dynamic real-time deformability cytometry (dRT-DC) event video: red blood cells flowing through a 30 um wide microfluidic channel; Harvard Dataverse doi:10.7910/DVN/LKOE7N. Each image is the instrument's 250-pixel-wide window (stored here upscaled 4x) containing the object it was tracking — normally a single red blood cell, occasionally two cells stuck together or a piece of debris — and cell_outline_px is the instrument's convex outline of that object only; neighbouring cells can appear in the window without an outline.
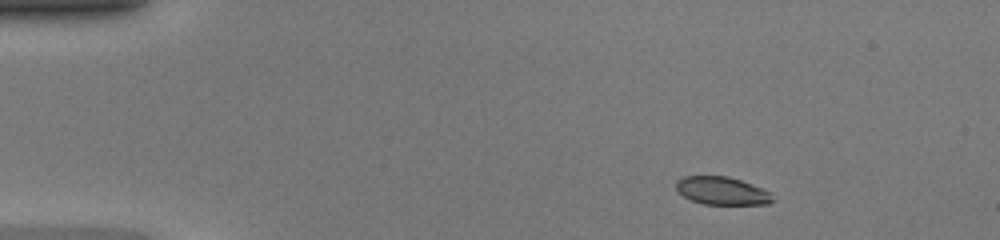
{"species": "common noctule bat (a hibernating species)", "species_latin": "Nyctalus noctula", "temperature_condition": "warm", "stored_images_in_passage": 42, "camera_frame_rate_fps": 3000, "um_per_image_px": 0.085, "animal": {"sex": "female", "body_mass_g": 20.0, "forearm_length_mm": 54.0}, "frame": {"image": 1, "passage_image": 1, "time_ms": 0.0, "image_size_px": [1000, 240], "cell_outline_px": [[776, 200], [768, 204], [704, 204], [692, 200], [676, 192], [676, 180], [684, 176], [728, 176], [752, 184], [768, 192]], "centroid_in_image_um": [61.34, 16.22], "position_along_channel_um": 23.7, "area_um2": 15.66}}
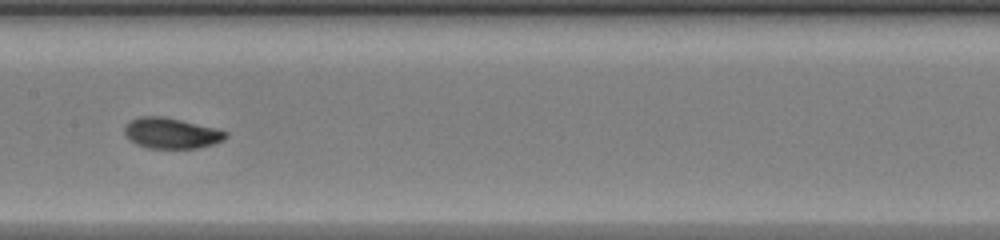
{"frame": {"image": 2, "passage_image": 19, "time_ms": 6.0, "image_size_px": [1000, 240], "cell_outline_px": [[228, 136], [224, 140], [200, 148], [148, 148], [136, 144], [124, 132], [124, 128], [132, 120], [140, 116], [164, 116], [216, 128], [228, 132]], "centroid_in_image_um": [14.61, 11.32], "position_along_channel_um": 192.8, "area_um2": 17.98}}
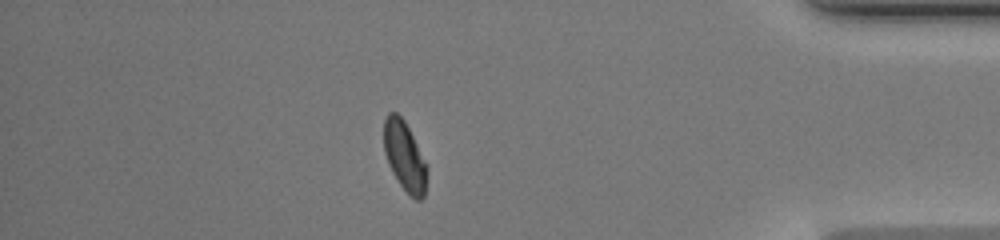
{"frame": {"image": 3, "passage_image": 36, "time_ms": 11.667, "image_size_px": [1000, 240], "cell_outline_px": [[428, 168], [424, 196], [420, 200], [416, 200], [400, 184], [392, 172], [388, 164], [384, 152], [384, 120], [388, 112], [396, 112], [404, 120]], "centroid_in_image_um": [34.38, 13.27], "position_along_channel_um": 400.8, "area_um2": 17.17}, "authors_computed_cell_mechanics": {"area_um2": 17.629, "velocity_mm_per_s": 4.3069, "shape_relaxation_time_tau1_ms": 4.6703, "shape_relaxation_time_tau2_ms": 0.8671, "deformation_change_tau1": 0.1585, "deformation_change_tau2": 0.044}}